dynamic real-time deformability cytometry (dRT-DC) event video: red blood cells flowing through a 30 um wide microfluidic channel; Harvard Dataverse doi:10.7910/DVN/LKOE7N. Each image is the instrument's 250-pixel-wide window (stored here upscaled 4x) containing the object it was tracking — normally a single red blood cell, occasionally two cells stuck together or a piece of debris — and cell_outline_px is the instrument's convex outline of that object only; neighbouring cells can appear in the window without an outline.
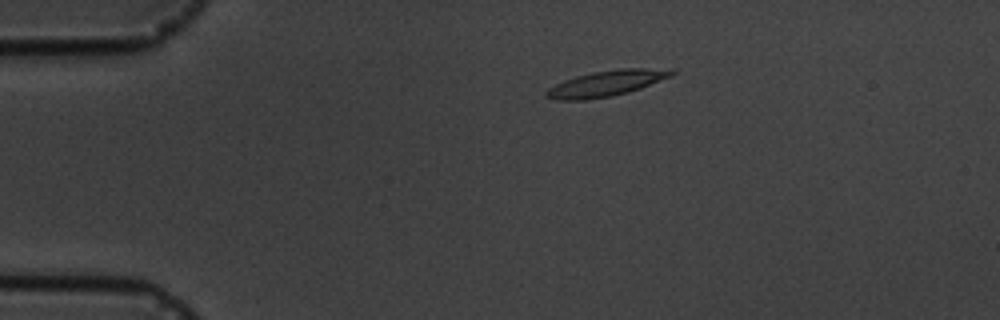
{"species": "common noctule bat (a hibernating species)", "species_latin": "Nyctalus noctula", "temperature_condition": "cold", "stored_images_in_passage": 3, "camera_frame_rate_fps": 3000, "um_per_image_px": 0.085, "animal": {"sex": "male", "body_mass_g": 19.5, "forearm_length_mm": 54.6}, "frame": {"image": 1, "passage_image": 1, "time_ms": 0.0, "image_size_px": [1000, 320], "cell_outline_px": [[676, 72], [672, 76], [640, 88], [628, 92], [612, 96], [584, 100], [556, 100], [544, 96], [544, 92], [548, 88], [564, 80], [576, 76], [592, 72], [620, 68], [676, 68]], "centroid_in_image_um": [51.57, 7.07], "position_along_channel_um": 33.4, "area_um2": 19.02}}